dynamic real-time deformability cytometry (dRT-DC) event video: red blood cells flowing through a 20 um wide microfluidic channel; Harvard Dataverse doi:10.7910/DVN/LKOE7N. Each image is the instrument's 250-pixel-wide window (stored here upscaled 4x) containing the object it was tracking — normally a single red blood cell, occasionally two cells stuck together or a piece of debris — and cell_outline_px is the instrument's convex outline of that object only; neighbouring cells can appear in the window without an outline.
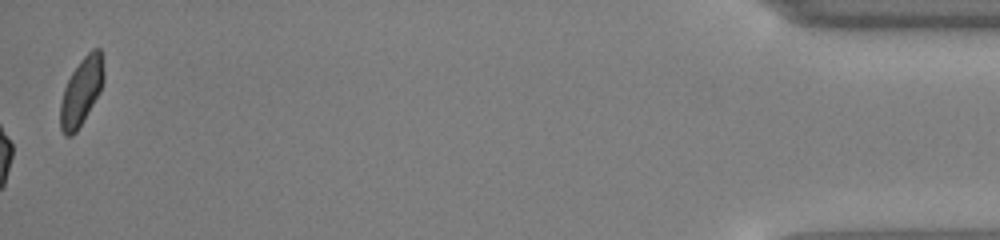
{"species": "common noctule bat (a hibernating species)", "species_latin": "Nyctalus noctula", "temperature_condition": "cold", "stored_images_in_passage": 54, "camera_frame_rate_fps": 3000, "um_per_image_px": 0.085, "animal": {"sex": "male", "body_mass_g": 13.0, "forearm_length_mm": 53.1}, "frame": {"image": 1, "passage_image": 54, "time_ms": 17.667, "image_size_px": [1000, 240], "cell_outline_px": [[104, 80], [100, 92], [76, 132], [72, 136], [64, 136], [60, 128], [60, 104], [64, 88], [72, 72], [80, 60], [92, 48], [100, 48], [104, 72]], "centroid_in_image_um": [6.91, 7.78], "position_along_channel_um": 428.3, "area_um2": 17.05}, "authors_computed_cell_mechanics": {"area_um2": 17.7735, "velocity_mm_per_s": 3.9366, "shape_relaxation_time_tau1_ms": 3.7366, "shape_relaxation_time_tau2_ms": 3.9763, "deformation_change_tau1": 0.0879, "deformation_change_tau2": 0.067}}